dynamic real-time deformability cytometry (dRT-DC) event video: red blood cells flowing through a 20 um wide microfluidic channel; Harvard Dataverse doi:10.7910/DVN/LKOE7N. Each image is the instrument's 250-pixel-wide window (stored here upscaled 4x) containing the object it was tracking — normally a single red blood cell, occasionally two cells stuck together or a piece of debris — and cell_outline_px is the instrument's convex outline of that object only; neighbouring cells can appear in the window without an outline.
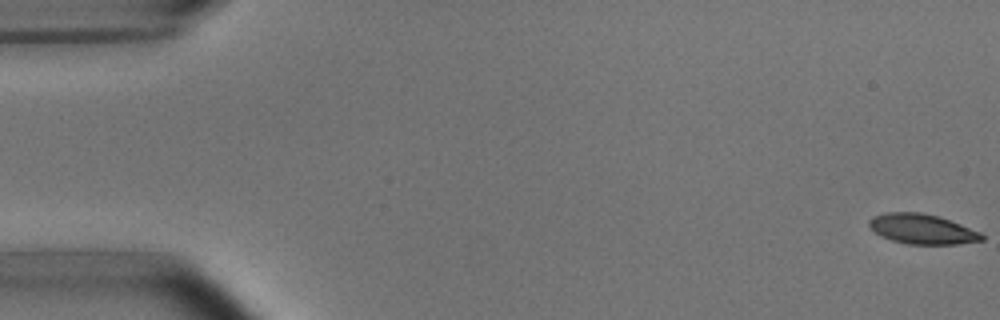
{"species": "common noctule bat (a hibernating species)", "species_latin": "Nyctalus noctula", "temperature_condition": "room temperature", "stored_images_in_passage": 6, "camera_frame_rate_fps": 3000, "um_per_image_px": 0.085, "animal": {"sex": "male", "body_mass_g": 15.6}, "frame": {"image": 1, "passage_image": 1, "time_ms": 0.0, "image_size_px": [1000, 320], "cell_outline_px": [[984, 240], [956, 244], [908, 244], [892, 240], [880, 236], [868, 224], [868, 220], [872, 216], [888, 212], [920, 212], [936, 216], [960, 224], [980, 232], [984, 236]], "centroid_in_image_um": [78.36, 19.47], "position_along_channel_um": 6.6, "area_um2": 19.48}}